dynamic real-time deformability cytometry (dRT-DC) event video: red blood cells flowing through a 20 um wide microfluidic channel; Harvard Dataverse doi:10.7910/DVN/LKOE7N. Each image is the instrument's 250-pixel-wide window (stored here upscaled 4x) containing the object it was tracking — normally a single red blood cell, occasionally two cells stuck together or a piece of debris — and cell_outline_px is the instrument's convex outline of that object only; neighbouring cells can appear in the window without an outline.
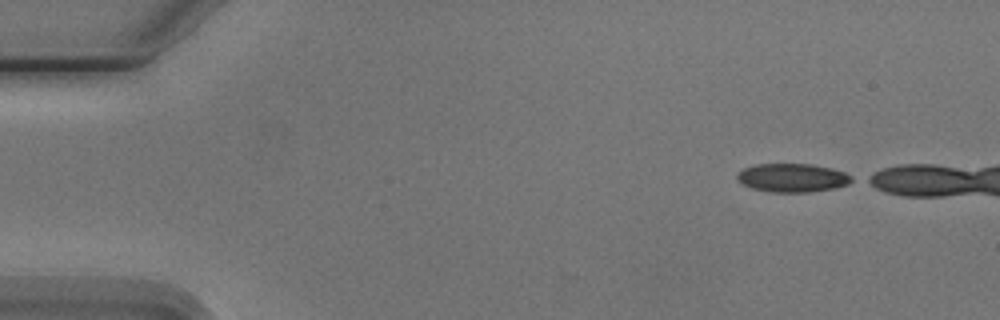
{"species": "Egyptian fruit bat (a non-hibernating species)", "species_latin": "Rousettus aegyptiacus", "temperature_condition": "cold", "stored_images_in_passage": 4, "camera_frame_rate_fps": 3000, "um_per_image_px": 0.085, "animal": {"sex": "male"}, "frame": {"image": 1, "passage_image": 1, "time_ms": 0.0, "image_size_px": [1000, 320], "cell_outline_px": [[856, 180], [848, 184], [832, 188], [808, 192], [772, 192], [752, 188], [744, 184], [736, 176], [744, 168], [756, 164], [812, 164], [832, 168], [844, 172], [852, 176]], "centroid_in_image_um": [67.41, 15.1], "position_along_channel_um": 17.6, "area_um2": 18.9}}